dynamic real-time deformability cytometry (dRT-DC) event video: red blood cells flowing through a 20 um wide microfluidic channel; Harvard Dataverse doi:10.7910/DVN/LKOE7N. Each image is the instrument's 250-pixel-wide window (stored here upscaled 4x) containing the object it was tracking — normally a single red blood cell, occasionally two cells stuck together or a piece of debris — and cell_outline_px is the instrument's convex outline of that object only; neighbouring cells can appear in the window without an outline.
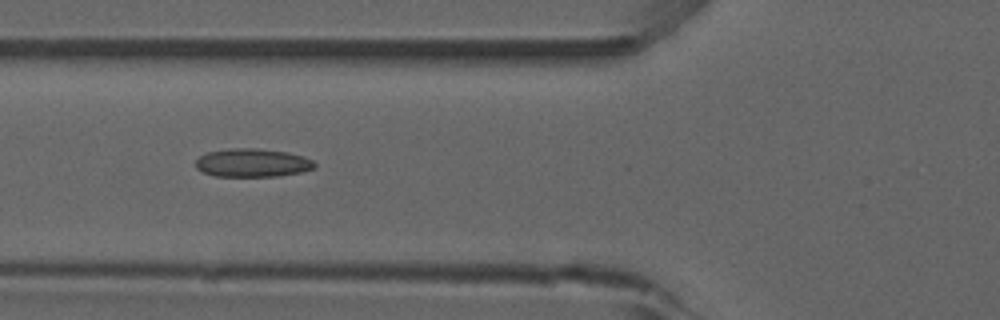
{"species": "common noctule bat (a hibernating species)", "species_latin": "Nyctalus noctula", "temperature_condition": "room temperature", "stored_images_in_passage": 37, "camera_frame_rate_fps": 3000, "um_per_image_px": 0.085, "animal": {"sex": "male", "forearm_length_mm": 52.5}, "frame": {"image": 1, "passage_image": 6, "time_ms": 1.667, "image_size_px": [1000, 320], "cell_outline_px": [[316, 168], [300, 172], [276, 176], [216, 176], [204, 172], [196, 168], [196, 160], [200, 156], [208, 152], [228, 148], [256, 148], [288, 152], [304, 156], [312, 160], [316, 164]], "centroid_in_image_um": [21.47, 13.83], "position_along_channel_um": 104.3, "area_um2": 19.65}, "authors_computed_cell_mechanics": {"area_um2": 18.6116, "velocity_mm_per_s": 3.9226, "shape_relaxation_time_tau1_ms": 10.8247, "shape_relaxation_time_tau2_ms": 2.3831, "deformation_change_tau1": 0.2318, "deformation_change_tau2": 0.1091}}